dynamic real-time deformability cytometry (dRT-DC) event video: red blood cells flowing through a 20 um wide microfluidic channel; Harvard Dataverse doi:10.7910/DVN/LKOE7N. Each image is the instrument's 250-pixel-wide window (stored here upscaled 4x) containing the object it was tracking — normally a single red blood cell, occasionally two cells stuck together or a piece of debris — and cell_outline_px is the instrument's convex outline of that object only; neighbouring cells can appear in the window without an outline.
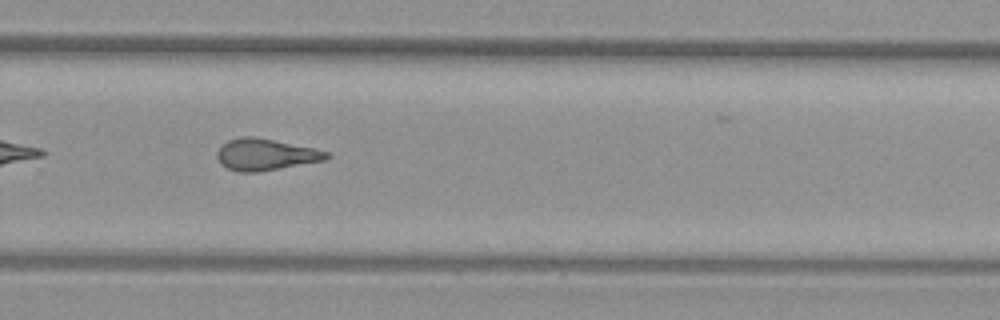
{"species": "common noctule bat (a hibernating species)", "species_latin": "Nyctalus noctula", "temperature_condition": "warm", "stored_images_in_passage": 41, "camera_frame_rate_fps": 3000, "um_per_image_px": 0.085, "animal": {"sex": "female", "body_mass_g": 29.2, "forearm_length_mm": 56.3}, "frame": {"image": 1, "passage_image": 34, "time_ms": 11.0, "image_size_px": [1000, 320], "cell_outline_px": [[332, 156], [324, 160], [256, 172], [236, 172], [220, 164], [216, 156], [216, 152], [228, 140], [244, 136], [256, 136], [312, 148], [328, 152]], "centroid_in_image_um": [22.53, 13.13], "position_along_channel_um": 307.3, "area_um2": 19.94}}